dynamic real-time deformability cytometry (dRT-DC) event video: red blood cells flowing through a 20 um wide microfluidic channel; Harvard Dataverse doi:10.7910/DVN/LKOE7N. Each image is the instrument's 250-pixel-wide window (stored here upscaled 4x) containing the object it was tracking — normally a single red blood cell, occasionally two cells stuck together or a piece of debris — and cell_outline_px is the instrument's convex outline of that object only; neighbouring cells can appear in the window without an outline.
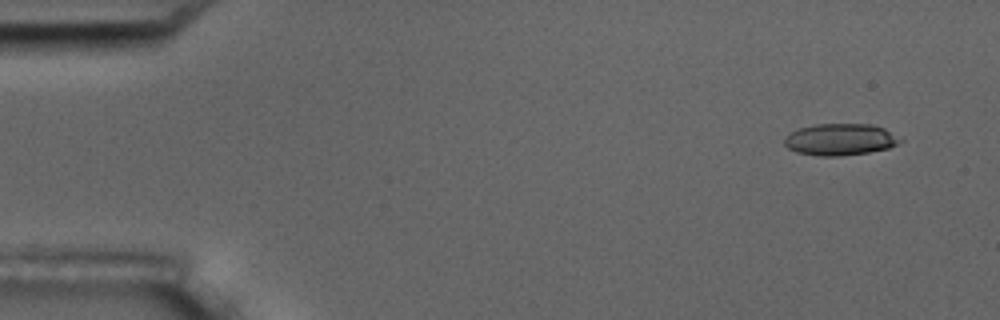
{"species": "common noctule bat (a hibernating species)", "species_latin": "Nyctalus noctula", "temperature_condition": "room temperature", "stored_images_in_passage": 5, "camera_frame_rate_fps": 3000, "um_per_image_px": 0.085, "animal": {"sex": "male", "body_mass_g": 17.5, "forearm_length_mm": 52.3}, "frame": {"image": 1, "passage_image": 1, "time_ms": 0.0, "image_size_px": [1000, 320], "cell_outline_px": [[904, 140], [888, 148], [868, 152], [840, 156], [820, 156], [796, 152], [788, 148], [784, 144], [784, 136], [800, 128], [816, 124], [872, 124], [884, 128]], "centroid_in_image_um": [71.41, 11.85], "position_along_channel_um": 13.6, "area_um2": 21.33}}
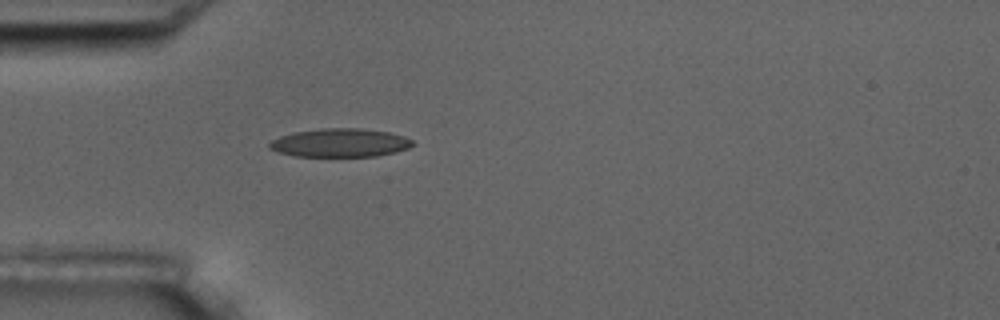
{"frame": {"image": 2, "passage_image": 5, "time_ms": 4.333, "image_size_px": [1000, 320], "cell_outline_px": [[412, 144], [408, 148], [396, 152], [376, 156], [296, 156], [280, 152], [268, 148], [268, 144], [272, 140], [280, 136], [292, 132], [320, 128], [360, 128], [388, 132], [404, 136], [412, 140]], "centroid_in_image_um": [28.88, 12.13], "position_along_channel_um": 56.1, "area_um2": 23.7}}